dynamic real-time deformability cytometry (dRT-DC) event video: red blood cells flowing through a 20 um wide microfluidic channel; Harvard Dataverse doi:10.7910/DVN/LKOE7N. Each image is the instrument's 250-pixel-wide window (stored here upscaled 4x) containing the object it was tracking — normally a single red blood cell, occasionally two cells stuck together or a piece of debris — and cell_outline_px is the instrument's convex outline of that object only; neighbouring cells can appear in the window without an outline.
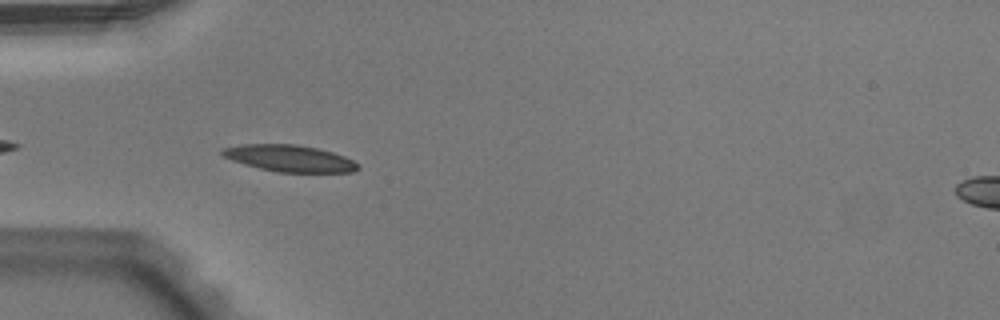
{"species": "Egyptian fruit bat (a non-hibernating species)", "species_latin": "Rousettus aegyptiacus", "temperature_condition": "warm", "stored_images_in_passage": 31, "camera_frame_rate_fps": 3000, "um_per_image_px": 0.085, "animal": {"sex": "male"}, "frame": {"image": 1, "passage_image": 3, "time_ms": 0.667, "image_size_px": [1000, 320], "cell_outline_px": [[360, 168], [352, 172], [280, 172], [260, 168], [244, 164], [232, 160], [224, 156], [220, 152], [224, 148], [244, 144], [296, 144], [316, 148], [332, 152], [344, 156], [360, 164]], "centroid_in_image_um": [24.64, 13.46], "position_along_channel_um": 60.4, "area_um2": 20.87}}
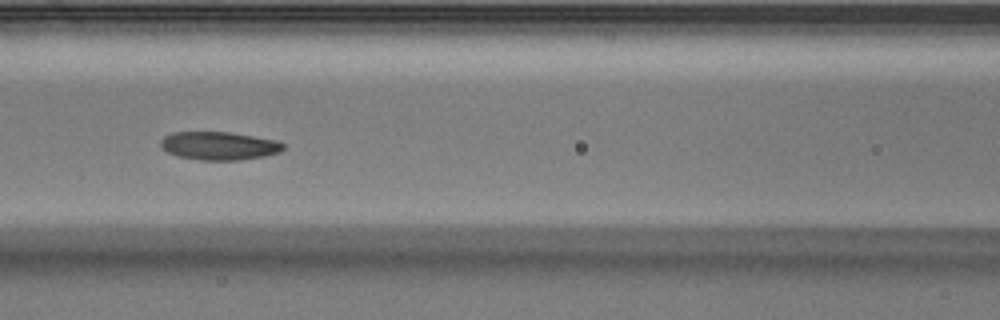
{"frame": {"image": 2, "passage_image": 10, "time_ms": 3.0, "image_size_px": [1000, 320], "cell_outline_px": [[284, 148], [280, 152], [264, 156], [240, 160], [200, 160], [176, 156], [168, 152], [160, 144], [160, 140], [164, 136], [172, 132], [228, 132], [276, 140], [284, 144]], "centroid_in_image_um": [18.6, 12.39], "position_along_channel_um": 148.0, "area_um2": 20.11}}
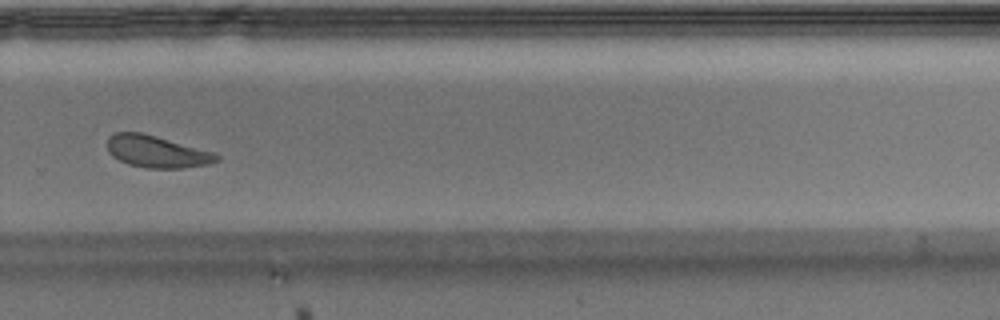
{"frame": {"image": 3, "passage_image": 23, "time_ms": 7.333, "image_size_px": [1000, 320], "cell_outline_px": [[220, 160], [208, 164], [184, 168], [144, 168], [128, 164], [112, 156], [108, 152], [108, 136], [116, 132], [140, 132], [156, 136], [212, 152], [220, 156]], "centroid_in_image_um": [13.3, 12.89], "position_along_channel_um": 316.5, "area_um2": 20.23}, "authors_computed_cell_mechanics": {"area_um2": 20.4612, "velocity_mm_per_s": 3.8981, "shape_relaxation_time_tau1_ms": 5.1311, "shape_relaxation_time_tau2_ms": null, "deformation_change_tau1": 0.1265, "deformation_change_tau2": null}}